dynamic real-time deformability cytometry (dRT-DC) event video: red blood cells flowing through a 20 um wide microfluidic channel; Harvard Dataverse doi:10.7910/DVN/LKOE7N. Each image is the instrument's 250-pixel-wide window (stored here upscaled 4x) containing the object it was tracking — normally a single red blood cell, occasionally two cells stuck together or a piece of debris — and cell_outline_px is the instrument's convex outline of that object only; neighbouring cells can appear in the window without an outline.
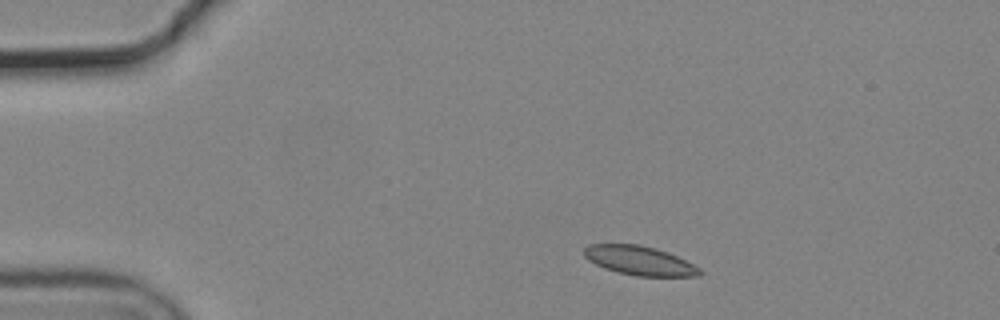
{"species": "common noctule bat (a hibernating species)", "species_latin": "Nyctalus noctula", "temperature_condition": "cold", "stored_images_in_passage": 7, "camera_frame_rate_fps": 3000, "um_per_image_px": 0.085, "animal": {"sex": "male", "body_mass_g": 19.2, "forearm_length_mm": 51.8}, "frame": {"image": 1, "passage_image": 1, "time_ms": 0.0, "image_size_px": [1000, 320], "cell_outline_px": [[704, 272], [700, 276], [636, 276], [604, 268], [588, 260], [584, 256], [584, 248], [588, 244], [640, 244], [656, 248], [668, 252], [700, 268]], "centroid_in_image_um": [54.36, 22.14], "position_along_channel_um": 30.6, "area_um2": 19.59}}
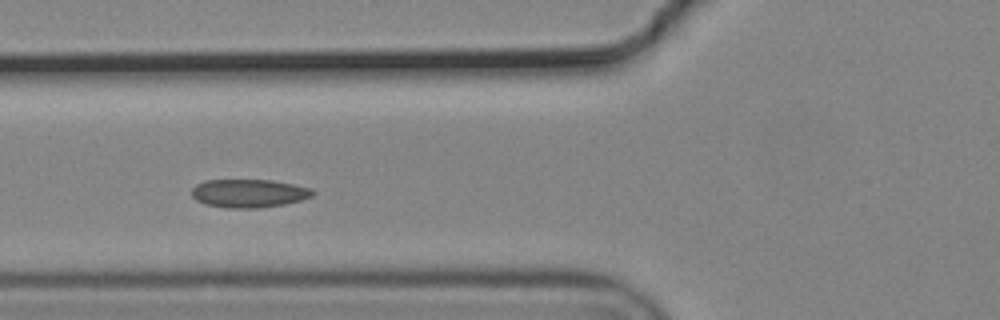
{"frame": {"image": 2, "passage_image": 4, "time_ms": 1.0, "image_size_px": [1000, 320], "cell_outline_px": [[316, 192], [312, 196], [300, 200], [284, 204], [260, 208], [228, 208], [204, 204], [196, 200], [192, 196], [192, 188], [196, 184], [204, 180], [272, 180], [312, 188]], "centroid_in_image_um": [21.14, 16.43], "position_along_channel_um": 104.7, "area_um2": 20.06}}
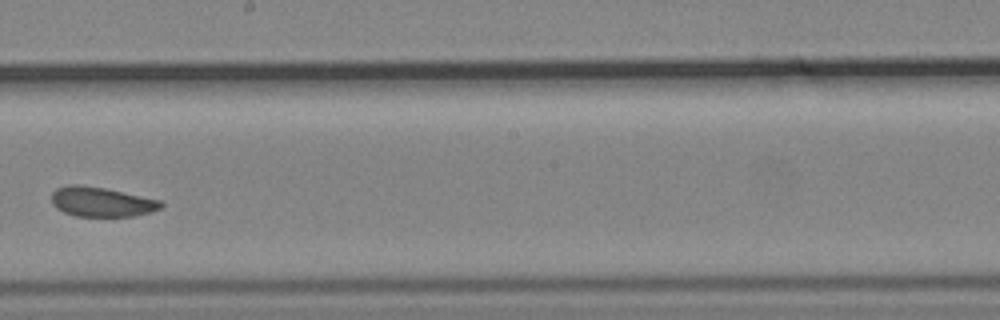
{"frame": {"image": 3, "passage_image": 7, "time_ms": 2.0, "image_size_px": [1000, 320], "cell_outline_px": [[164, 204], [160, 208], [148, 212], [132, 216], [76, 216], [64, 212], [56, 208], [52, 204], [52, 192], [56, 188], [72, 184], [80, 184], [104, 188], [160, 200]], "centroid_in_image_um": [8.58, 17.15], "position_along_channel_um": 239.6, "area_um2": 18.73}}